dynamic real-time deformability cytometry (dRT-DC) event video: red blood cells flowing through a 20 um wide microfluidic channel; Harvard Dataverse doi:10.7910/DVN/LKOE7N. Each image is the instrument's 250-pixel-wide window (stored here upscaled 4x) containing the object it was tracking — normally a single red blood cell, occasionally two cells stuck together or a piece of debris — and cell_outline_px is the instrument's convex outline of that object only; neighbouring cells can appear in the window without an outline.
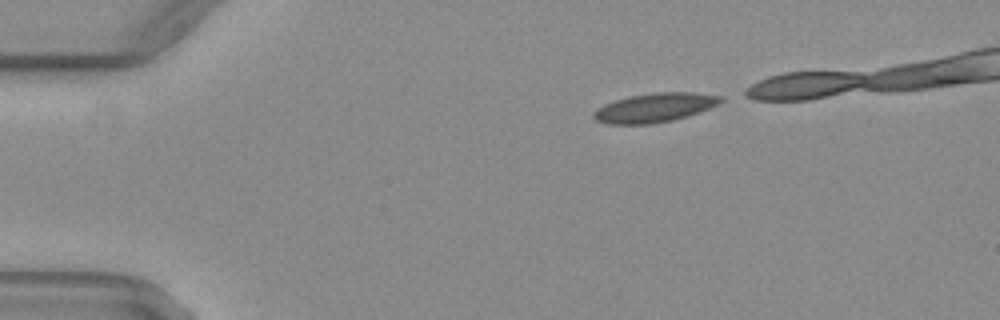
{"species": "common noctule bat (a hibernating species)", "species_latin": "Nyctalus noctula", "temperature_condition": "warm", "stored_images_in_passage": 34, "camera_frame_rate_fps": 3000, "um_per_image_px": 0.085, "animal": {"sex": "female", "body_mass_g": 29.2, "forearm_length_mm": 56.3}, "frame": {"image": 1, "passage_image": 1, "time_ms": 0.0, "image_size_px": [1000, 320], "cell_outline_px": [[724, 100], [708, 108], [688, 116], [672, 120], [648, 124], [608, 124], [596, 120], [592, 116], [592, 112], [596, 108], [604, 104], [628, 96], [656, 92], [696, 92], [724, 96]], "centroid_in_image_um": [55.63, 9.14], "position_along_channel_um": 29.4, "area_um2": 21.56}}
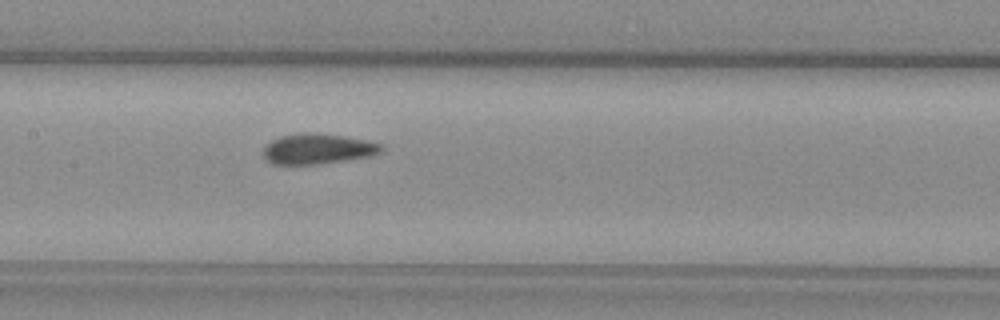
{"frame": {"image": 2, "passage_image": 17, "time_ms": 5.333, "image_size_px": [1000, 320], "cell_outline_px": [[384, 148], [380, 152], [368, 156], [348, 160], [316, 164], [272, 164], [264, 156], [264, 148], [272, 140], [280, 136], [300, 132], [312, 132], [348, 136], [380, 144]], "centroid_in_image_um": [27.0, 12.64], "position_along_channel_um": 180.4, "area_um2": 20.81}}
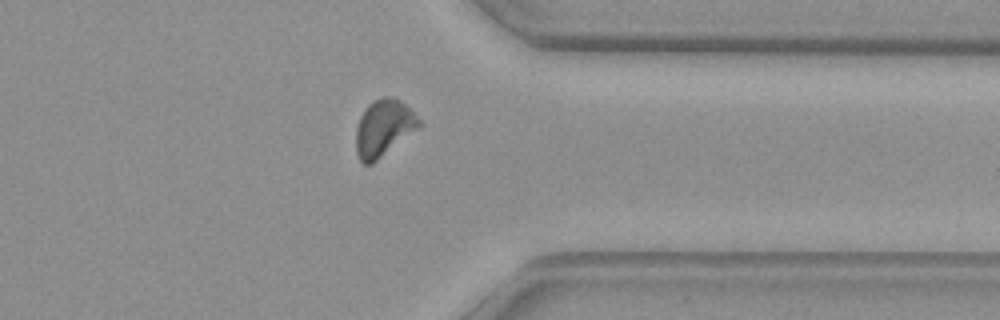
{"frame": {"image": 3, "passage_image": 32, "time_ms": 10.333, "image_size_px": [1000, 320], "cell_outline_px": [[424, 124], [372, 164], [364, 164], [360, 160], [356, 152], [356, 128], [360, 116], [364, 108], [372, 100], [384, 96], [388, 96], [400, 100]], "centroid_in_image_um": [32.59, 10.87], "position_along_channel_um": 378.8, "area_um2": 20.81}}